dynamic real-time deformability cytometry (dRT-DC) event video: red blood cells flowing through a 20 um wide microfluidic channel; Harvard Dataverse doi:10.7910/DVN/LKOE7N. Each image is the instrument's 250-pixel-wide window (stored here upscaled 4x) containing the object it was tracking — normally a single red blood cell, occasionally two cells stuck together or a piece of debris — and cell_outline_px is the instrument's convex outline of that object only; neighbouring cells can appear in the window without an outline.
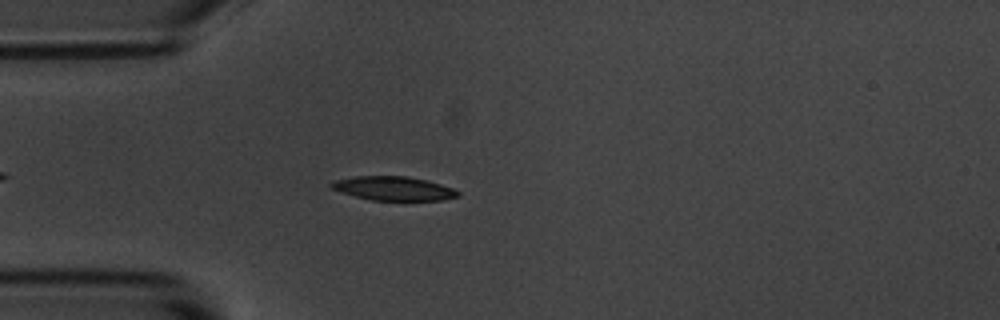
{"species": "common noctule bat (a hibernating species)", "species_latin": "Nyctalus noctula", "temperature_condition": "room temperature", "stored_images_in_passage": 47, "camera_frame_rate_fps": 3000, "um_per_image_px": 0.085, "animal": {"sex": "male", "body_mass_g": 20.1, "forearm_length_mm": 53.5}, "frame": {"image": 1, "passage_image": 7, "time_ms": 2.0, "image_size_px": [1000, 320], "cell_outline_px": [[460, 196], [440, 200], [404, 204], [372, 200], [356, 196], [332, 188], [328, 184], [332, 180], [356, 176], [408, 176], [440, 184], [452, 188], [460, 192]], "centroid_in_image_um": [33.49, 16.07], "position_along_channel_um": 51.5, "area_um2": 18.44}}
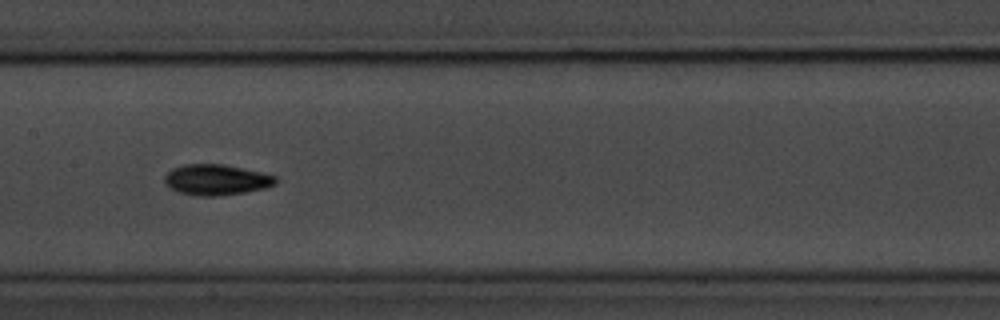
{"frame": {"image": 2, "passage_image": 19, "time_ms": 6.0, "image_size_px": [1000, 320], "cell_outline_px": [[276, 184], [264, 188], [244, 192], [216, 196], [196, 196], [180, 192], [164, 184], [164, 176], [172, 168], [184, 164], [224, 164], [264, 172], [276, 176]], "centroid_in_image_um": [18.39, 15.27], "position_along_channel_um": 189.0, "area_um2": 19.94}}
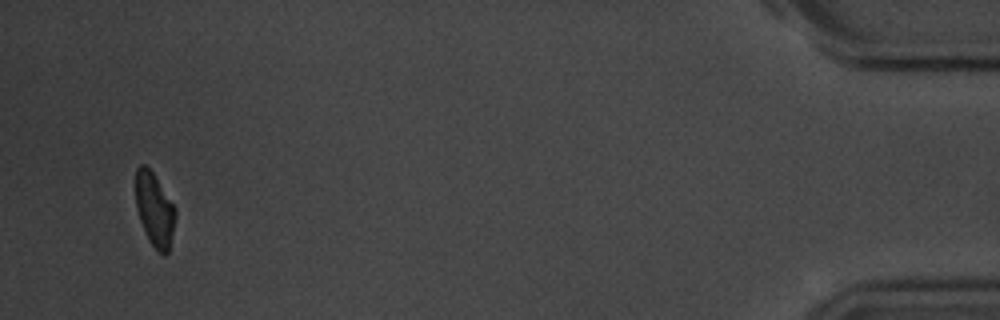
{"frame": {"image": 3, "passage_image": 45, "time_ms": 14.667, "image_size_px": [1000, 320], "cell_outline_px": [[176, 216], [168, 252], [164, 256], [148, 240], [140, 220], [136, 208], [136, 168], [140, 164], [144, 164], [152, 172], [176, 208]], "centroid_in_image_um": [13.13, 17.81], "position_along_channel_um": 422.1, "area_um2": 16.82}, "authors_computed_cell_mechanics": {"area_um2": 18.3226, "velocity_mm_per_s": 3.6297, "shape_relaxation_time_tau1_ms": 2.2005, "shape_relaxation_time_tau2_ms": 5.6128, "deformation_change_tau1": 0.1201, "deformation_change_tau2": 0.1016}}